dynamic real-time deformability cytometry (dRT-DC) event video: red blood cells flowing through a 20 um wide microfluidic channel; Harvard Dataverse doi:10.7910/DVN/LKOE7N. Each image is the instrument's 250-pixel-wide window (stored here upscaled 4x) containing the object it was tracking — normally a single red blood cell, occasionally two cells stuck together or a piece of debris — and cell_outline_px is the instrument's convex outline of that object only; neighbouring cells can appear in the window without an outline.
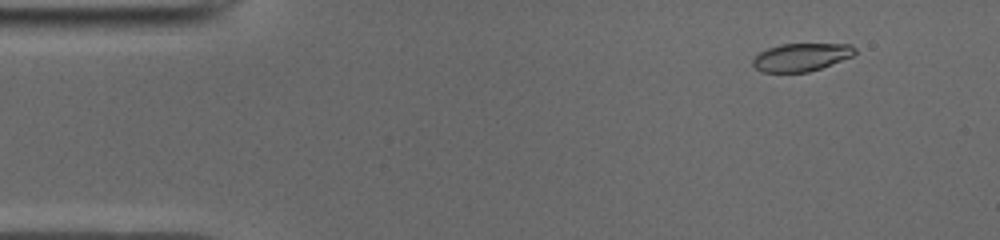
{"species": "common noctule bat (a hibernating species)", "species_latin": "Nyctalus noctula", "temperature_condition": "cold", "stored_images_in_passage": 50, "camera_frame_rate_fps": 3000, "um_per_image_px": 0.085, "animal": {"sex": "male", "body_mass_g": 19.0, "forearm_length_mm": 50.8}, "frame": {"image": 1, "passage_image": 4, "time_ms": 1.0, "image_size_px": [1000, 240], "cell_outline_px": [[852, 52], [848, 56], [820, 68], [804, 72], [768, 72], [760, 68], [756, 64], [756, 56], [772, 48], [788, 44], [832, 44], [852, 48]], "centroid_in_image_um": [68.07, 4.87], "position_along_channel_um": 16.9, "area_um2": 14.91}}
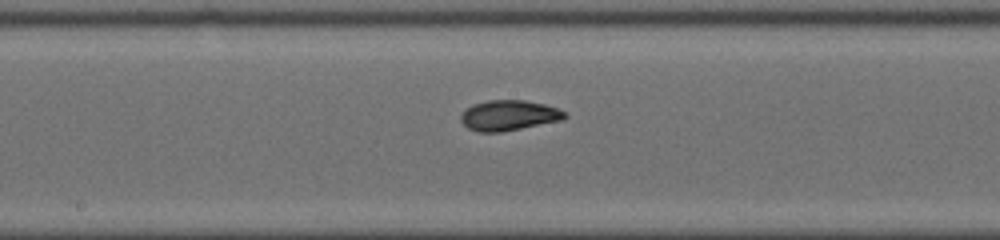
{"frame": {"image": 2, "passage_image": 25, "time_ms": 8.0, "image_size_px": [1000, 240], "cell_outline_px": [[564, 116], [552, 120], [516, 128], [492, 132], [488, 132], [472, 128], [464, 124], [464, 112], [468, 108], [476, 104], [496, 100], [516, 100], [540, 104], [564, 112]], "centroid_in_image_um": [43.17, 9.78], "position_along_channel_um": 205.0, "area_um2": 16.24}}
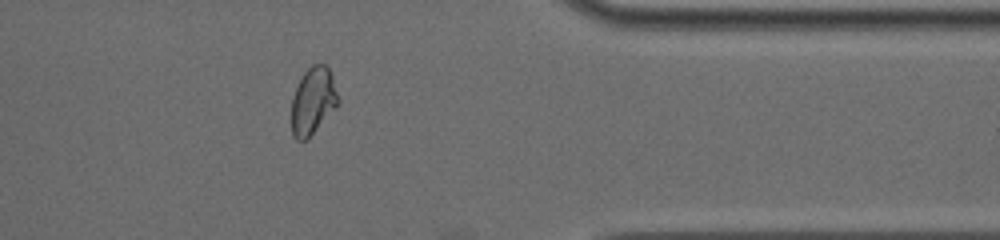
{"frame": {"image": 3, "passage_image": 40, "time_ms": 13.0, "image_size_px": [1000, 240], "cell_outline_px": [[336, 104], [312, 132], [304, 140], [300, 140], [292, 132], [292, 100], [296, 88], [300, 80], [316, 64], [320, 64], [328, 68], [336, 96]], "centroid_in_image_um": [26.54, 8.59], "position_along_channel_um": 384.9, "area_um2": 16.36}, "authors_computed_cell_mechanics": {"area_um2": 15.8372, "velocity_mm_per_s": 3.9423, "shape_relaxation_time_tau1_ms": 2.8202, "shape_relaxation_time_tau2_ms": 4.7345, "deformation_change_tau1": 0.1372, "deformation_change_tau2": 0.0755}}